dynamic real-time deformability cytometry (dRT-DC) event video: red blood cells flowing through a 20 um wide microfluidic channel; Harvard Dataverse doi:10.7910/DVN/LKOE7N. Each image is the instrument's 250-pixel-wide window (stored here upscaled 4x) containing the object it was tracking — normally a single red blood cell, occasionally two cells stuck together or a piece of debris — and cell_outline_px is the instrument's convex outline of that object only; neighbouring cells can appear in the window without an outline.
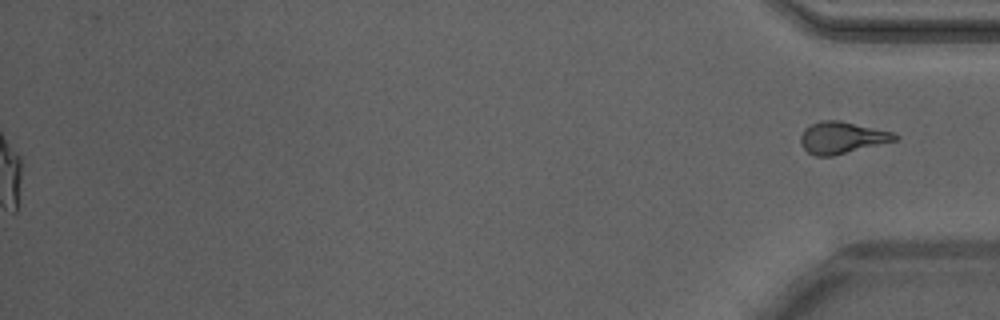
{"species": "Egyptian fruit bat (a non-hibernating species)", "species_latin": "Rousettus aegyptiacus", "temperature_condition": "warm", "stored_images_in_passage": 44, "segment_of_instrument_passage": [2, 2], "camera_frame_rate_fps": 3000, "um_per_image_px": 0.085, "animal": {"sex": "male"}, "frame": {"image": 1, "passage_image": 44, "time_ms": 14.333, "image_size_px": [1000, 320], "cell_outline_px": [[900, 136], [896, 140], [832, 156], [816, 156], [808, 152], [800, 144], [800, 136], [804, 128], [820, 120], [840, 120], [892, 132]], "centroid_in_image_um": [71.53, 11.69], "position_along_channel_um": 363.7, "area_um2": 17.34}}